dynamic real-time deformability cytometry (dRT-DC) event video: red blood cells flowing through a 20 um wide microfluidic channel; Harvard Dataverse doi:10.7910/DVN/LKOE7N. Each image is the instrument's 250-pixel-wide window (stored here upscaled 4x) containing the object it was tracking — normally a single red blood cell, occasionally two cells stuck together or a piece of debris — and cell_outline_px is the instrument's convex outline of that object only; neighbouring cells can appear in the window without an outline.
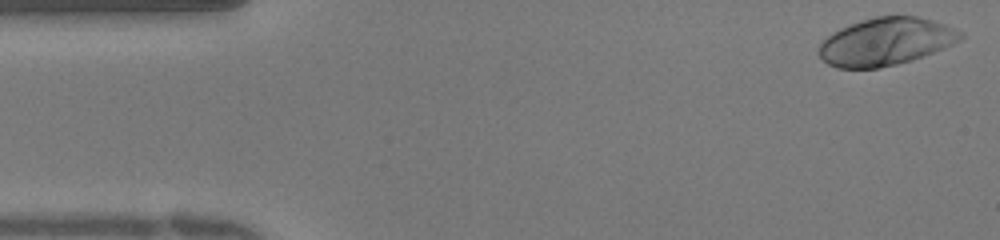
{"species": "human", "species_latin": "Homo sapiens", "temperature_condition": "warm", "stored_images_in_passage": 37, "camera_frame_rate_fps": 3000, "um_per_image_px": 0.085, "donor": {"sex": "female"}, "frame": {"image": 1, "passage_image": 1, "time_ms": 0.0, "image_size_px": [1000, 240], "cell_outline_px": [[964, 36], [960, 40], [944, 48], [912, 60], [896, 64], [876, 68], [836, 68], [828, 64], [820, 56], [816, 48], [832, 32], [840, 28], [876, 16], [916, 16], [932, 20], [944, 24], [964, 32]], "centroid_in_image_um": [75.3, 3.54], "position_along_channel_um": 9.7, "area_um2": 39.07}}
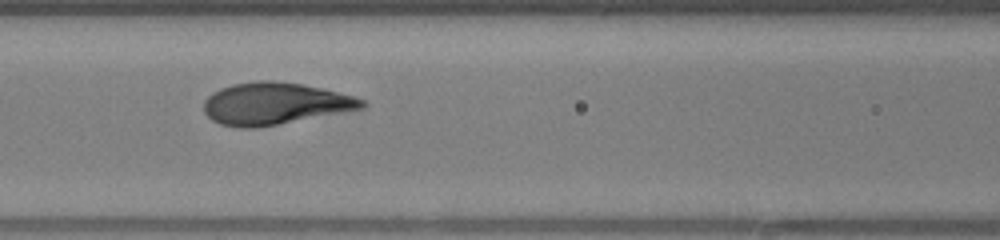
{"frame": {"image": 2, "passage_image": 15, "time_ms": 4.667, "image_size_px": [1000, 240], "cell_outline_px": [[368, 104], [364, 108], [256, 128], [240, 128], [220, 124], [212, 120], [204, 112], [204, 100], [212, 92], [220, 88], [232, 84], [256, 80], [272, 80], [304, 84], [324, 88], [352, 96], [364, 100]], "centroid_in_image_um": [23.34, 8.79], "position_along_channel_um": 143.3, "area_um2": 38.78}}
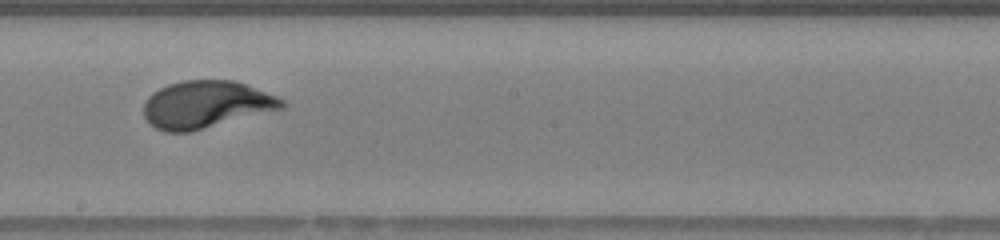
{"frame": {"image": 3, "passage_image": 20, "time_ms": 6.333, "image_size_px": [1000, 240], "cell_outline_px": [[288, 104], [284, 108], [188, 132], [164, 132], [148, 124], [144, 116], [144, 104], [148, 96], [152, 92], [168, 84], [184, 80], [232, 80], [244, 84], [276, 96], [284, 100]], "centroid_in_image_um": [17.48, 8.88], "position_along_channel_um": 230.7, "area_um2": 37.92}}